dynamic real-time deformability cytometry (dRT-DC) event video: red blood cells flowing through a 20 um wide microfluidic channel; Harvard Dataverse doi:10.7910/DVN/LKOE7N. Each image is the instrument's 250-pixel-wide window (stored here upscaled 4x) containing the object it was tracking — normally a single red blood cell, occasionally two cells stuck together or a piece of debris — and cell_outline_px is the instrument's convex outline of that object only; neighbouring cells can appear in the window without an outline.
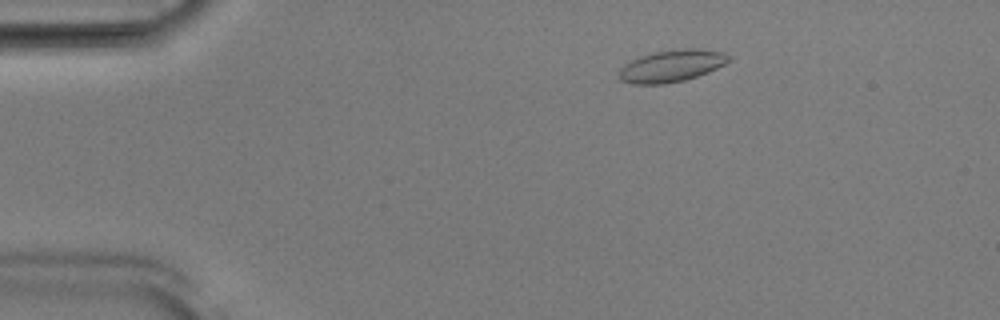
{"species": "Egyptian fruit bat (a non-hibernating species)", "species_latin": "Rousettus aegyptiacus", "temperature_condition": "room temperature", "stored_images_in_passage": 51, "camera_frame_rate_fps": 3000, "um_per_image_px": 0.085, "animal": {"sex": "male"}, "frame": {"image": 1, "passage_image": 8, "time_ms": 2.333, "image_size_px": [1000, 320], "cell_outline_px": [[732, 60], [708, 72], [684, 80], [664, 84], [632, 84], [620, 80], [620, 68], [624, 64], [640, 56], [652, 52], [676, 48], [704, 48], [724, 52], [732, 56]], "centroid_in_image_um": [57.13, 5.57], "position_along_channel_um": 27.9, "area_um2": 20.75}}
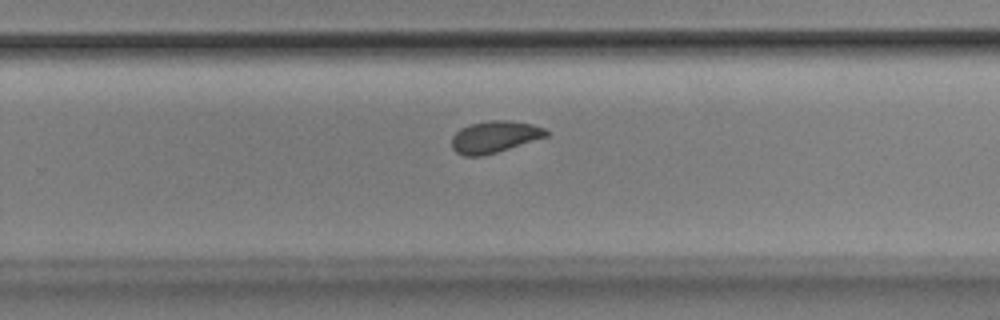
{"frame": {"image": 2, "passage_image": 33, "time_ms": 10.667, "image_size_px": [1000, 320], "cell_outline_px": [[552, 132], [548, 136], [496, 152], [480, 156], [464, 156], [456, 152], [452, 148], [452, 136], [460, 128], [468, 124], [488, 120], [512, 120], [532, 124], [544, 128]], "centroid_in_image_um": [42.04, 11.61], "position_along_channel_um": 287.8, "area_um2": 17.63}}
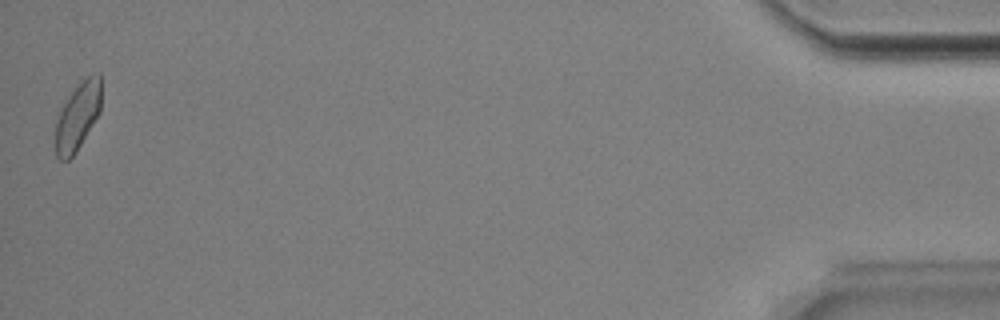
{"frame": {"image": 3, "passage_image": 51, "time_ms": 16.667, "image_size_px": [1000, 320], "cell_outline_px": [[100, 112], [76, 152], [68, 160], [60, 160], [56, 156], [56, 120], [68, 96], [88, 76], [100, 72]], "centroid_in_image_um": [6.6, 9.92], "position_along_channel_um": 428.6, "area_um2": 17.51}, "authors_computed_cell_mechanics": {"area_um2": 18.0336, "velocity_mm_per_s": 3.8765, "shape_relaxation_time_tau1_ms": 3.8847, "shape_relaxation_time_tau2_ms": 1.6016, "deformation_change_tau1": 0.0899, "deformation_change_tau2": 0.043}}